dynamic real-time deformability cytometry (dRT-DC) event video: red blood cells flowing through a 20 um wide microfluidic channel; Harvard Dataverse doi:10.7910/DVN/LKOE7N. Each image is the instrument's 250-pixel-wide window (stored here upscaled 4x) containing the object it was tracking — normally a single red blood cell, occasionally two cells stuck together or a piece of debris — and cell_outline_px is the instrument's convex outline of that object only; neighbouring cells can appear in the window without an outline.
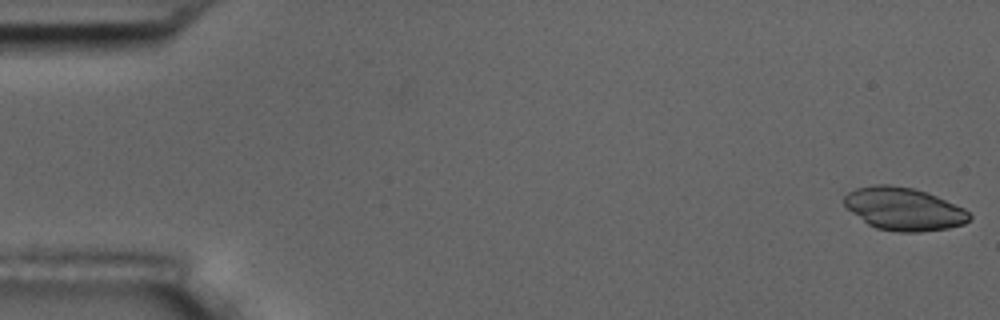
{"species": "common noctule bat (a hibernating species)", "species_latin": "Nyctalus noctula", "temperature_condition": "room temperature", "stored_images_in_passage": 56, "camera_frame_rate_fps": 3000, "um_per_image_px": 0.085, "animal": {"sex": "male", "body_mass_g": 17.5, "forearm_length_mm": 52.3}, "frame": {"image": 1, "passage_image": 1, "time_ms": 0.0, "image_size_px": [1000, 320], "cell_outline_px": [[972, 216], [964, 224], [948, 228], [920, 232], [896, 232], [876, 228], [868, 224], [852, 212], [844, 204], [844, 196], [848, 192], [856, 188], [876, 184], [888, 184], [912, 188], [936, 196], [964, 208]], "centroid_in_image_um": [76.81, 17.76], "position_along_channel_um": 8.2, "area_um2": 31.04}}
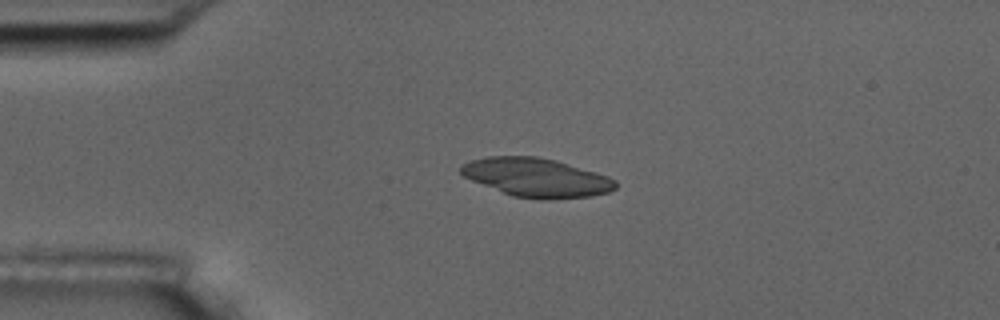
{"frame": {"image": 2, "passage_image": 13, "time_ms": 4.0, "image_size_px": [1000, 320], "cell_outline_px": [[616, 188], [608, 192], [592, 196], [512, 196], [472, 180], [464, 176], [460, 172], [460, 164], [472, 160], [488, 156], [536, 156], [556, 160], [596, 172], [608, 176], [616, 180]], "centroid_in_image_um": [45.57, 15.03], "position_along_channel_um": 39.4, "area_um2": 33.76}}